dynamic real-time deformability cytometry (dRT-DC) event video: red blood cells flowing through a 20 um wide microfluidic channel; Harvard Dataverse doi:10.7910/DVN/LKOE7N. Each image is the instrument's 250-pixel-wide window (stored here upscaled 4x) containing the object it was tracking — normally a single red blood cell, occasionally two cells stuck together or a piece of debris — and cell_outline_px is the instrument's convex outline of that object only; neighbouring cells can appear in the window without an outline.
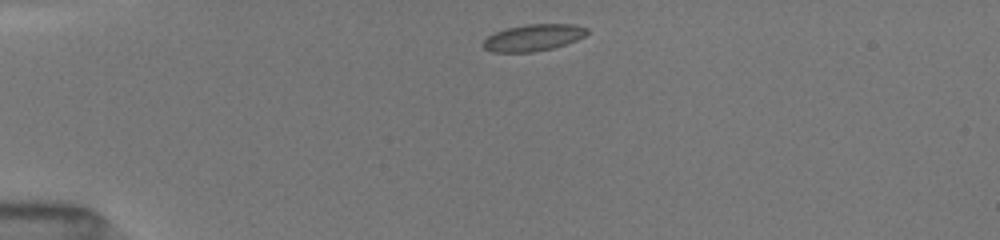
{"species": "common noctule bat (a hibernating species)", "species_latin": "Nyctalus noctula", "temperature_condition": "room temperature", "stored_images_in_passage": 40, "camera_frame_rate_fps": 3000, "um_per_image_px": 0.085, "animal": {"sex": "female", "body_mass_g": 19.5, "forearm_length_mm": 54.1}, "frame": {"image": 1, "passage_image": 1, "time_ms": 0.0, "image_size_px": [1000, 240], "cell_outline_px": [[588, 32], [584, 36], [576, 40], [552, 48], [532, 52], [492, 52], [484, 48], [480, 44], [488, 36], [504, 28], [528, 24], [572, 24], [588, 28]], "centroid_in_image_um": [45.29, 3.19], "position_along_channel_um": 39.7, "area_um2": 16.13}}
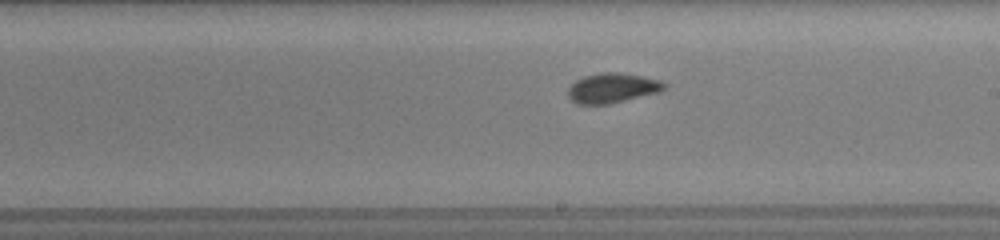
{"frame": {"image": 2, "passage_image": 19, "time_ms": 6.0, "image_size_px": [1000, 240], "cell_outline_px": [[668, 84], [660, 92], [608, 104], [576, 104], [568, 96], [568, 88], [576, 80], [584, 76], [600, 72], [620, 72], [660, 80]], "centroid_in_image_um": [52.05, 7.47], "position_along_channel_um": 237.0, "area_um2": 16.7}}
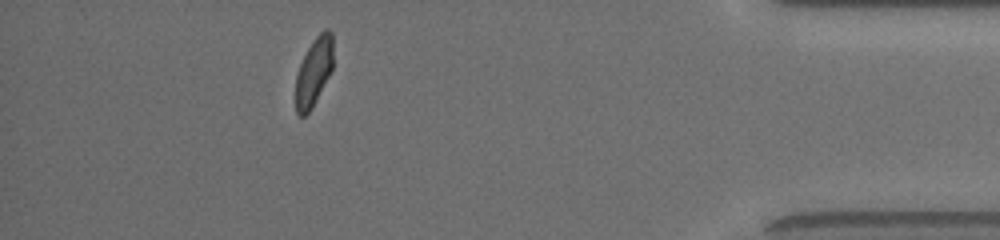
{"frame": {"image": 3, "passage_image": 35, "time_ms": 11.333, "image_size_px": [1000, 240], "cell_outline_px": [[332, 68], [312, 108], [304, 116], [300, 116], [296, 112], [296, 76], [300, 64], [308, 48], [316, 36], [324, 28], [328, 28], [332, 32]], "centroid_in_image_um": [26.67, 6.08], "position_along_channel_um": 408.5, "area_um2": 14.62}, "authors_computed_cell_mechanics": {"area_um2": 16.0973, "velocity_mm_per_s": 4.0253, "shape_relaxation_time_tau1_ms": 3.5634, "shape_relaxation_time_tau2_ms": 1.4243, "deformation_change_tau1": 0.1118, "deformation_change_tau2": 0.0603}}